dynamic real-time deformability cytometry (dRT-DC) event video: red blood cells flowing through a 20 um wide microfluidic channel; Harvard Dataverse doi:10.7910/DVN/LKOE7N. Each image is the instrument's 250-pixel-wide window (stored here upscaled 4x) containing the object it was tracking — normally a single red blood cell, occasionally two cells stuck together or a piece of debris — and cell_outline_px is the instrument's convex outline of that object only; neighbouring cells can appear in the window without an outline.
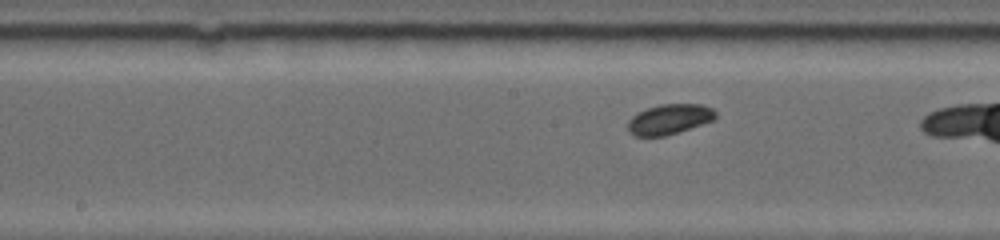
{"species": "common noctule bat (a hibernating species)", "species_latin": "Nyctalus noctula", "temperature_condition": "warm", "stored_images_in_passage": 30, "camera_frame_rate_fps": 5000, "um_per_image_px": 0.085, "animal": {"sex": "female", "body_mass_g": 19.0, "forearm_length_mm": 53.3}, "frame": {"image": 1, "passage_image": 13, "time_ms": 4.0, "image_size_px": [1000, 240], "cell_outline_px": [[716, 120], [664, 136], [636, 136], [628, 132], [628, 120], [632, 116], [648, 108], [660, 104], [700, 104], [712, 108], [716, 112]], "centroid_in_image_um": [56.91, 10.13], "position_along_channel_um": 191.3, "area_um2": 15.37}}
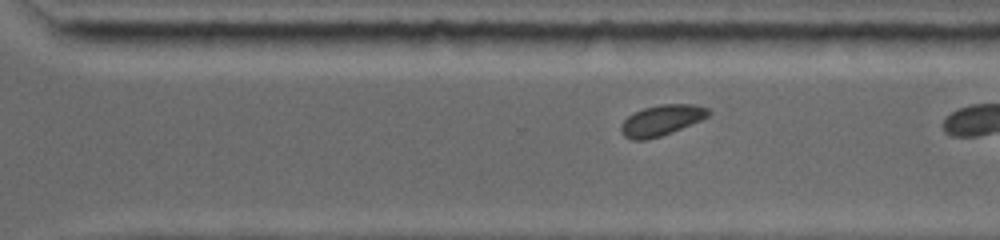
{"frame": {"image": 2, "passage_image": 22, "time_ms": 7.2, "image_size_px": [1000, 240], "cell_outline_px": [[712, 112], [708, 116], [700, 120], [672, 132], [660, 136], [644, 140], [632, 140], [624, 136], [620, 132], [620, 124], [632, 112], [644, 108], [660, 104], [692, 104], [708, 108]], "centroid_in_image_um": [56.19, 10.22], "position_along_channel_um": 314.4, "area_um2": 15.66}}
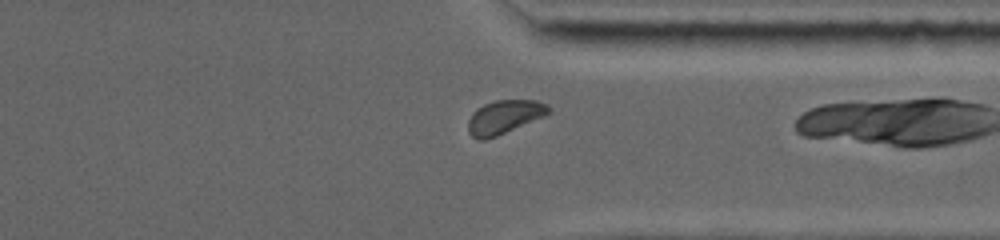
{"frame": {"image": 3, "passage_image": 26, "time_ms": 8.6, "image_size_px": [1000, 240], "cell_outline_px": [[552, 112], [544, 116], [496, 136], [484, 140], [480, 140], [472, 136], [468, 132], [468, 120], [472, 112], [476, 108], [484, 104], [496, 100], [536, 100], [548, 104], [552, 108]], "centroid_in_image_um": [42.87, 9.93], "position_along_channel_um": 368.5, "area_um2": 15.84}, "authors_computed_cell_mechanics": {"area_um2": 15.606, "velocity_mm_per_s": 3.8534, "shape_relaxation_time_tau1_ms": 0.7141, "shape_relaxation_time_tau2_ms": null, "deformation_change_tau1": 0.0596, "deformation_change_tau2": null}}